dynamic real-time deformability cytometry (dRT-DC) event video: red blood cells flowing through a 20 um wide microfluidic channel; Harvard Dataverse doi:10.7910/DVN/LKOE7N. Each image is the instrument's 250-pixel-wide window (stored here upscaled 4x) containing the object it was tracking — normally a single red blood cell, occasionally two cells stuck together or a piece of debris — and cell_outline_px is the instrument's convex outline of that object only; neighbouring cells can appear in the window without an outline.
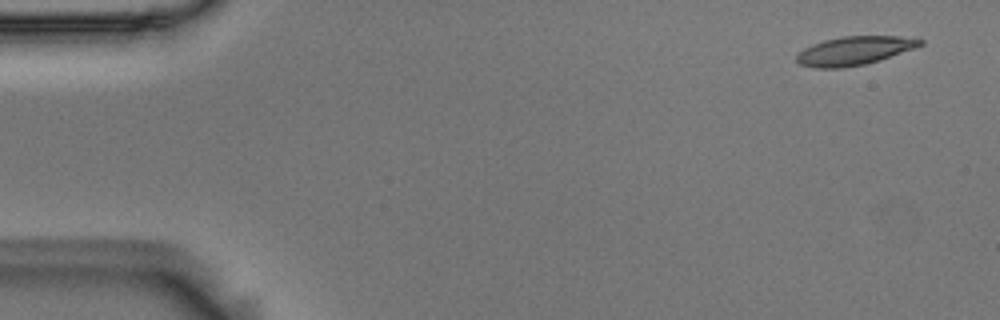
{"species": "Egyptian fruit bat (a non-hibernating species)", "species_latin": "Rousettus aegyptiacus", "temperature_condition": "room temperature", "stored_images_in_passage": 4, "camera_frame_rate_fps": 3000, "um_per_image_px": 0.085, "animal": {"sex": "male"}, "frame": {"image": 1, "passage_image": 1, "time_ms": 0.0, "image_size_px": [1000, 320], "cell_outline_px": [[924, 44], [916, 48], [880, 60], [864, 64], [844, 68], [816, 68], [800, 64], [796, 60], [796, 56], [804, 48], [812, 44], [824, 40], [844, 36], [900, 36], [924, 40]], "centroid_in_image_um": [72.64, 4.31], "position_along_channel_um": 12.4, "area_um2": 20.63}}
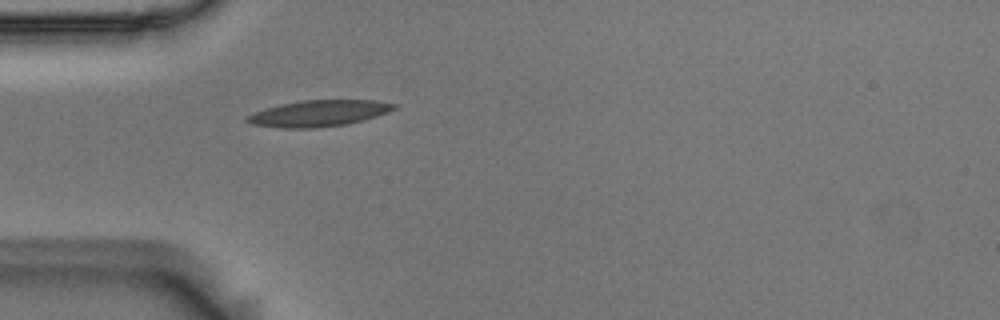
{"frame": {"image": 2, "passage_image": 4, "time_ms": 1.0, "image_size_px": [1000, 320], "cell_outline_px": [[396, 108], [388, 112], [376, 116], [344, 124], [316, 128], [284, 128], [252, 124], [244, 120], [244, 116], [252, 112], [264, 108], [280, 104], [304, 100], [376, 100], [396, 104]], "centroid_in_image_um": [27.02, 9.62], "position_along_channel_um": 58.0, "area_um2": 22.43}}